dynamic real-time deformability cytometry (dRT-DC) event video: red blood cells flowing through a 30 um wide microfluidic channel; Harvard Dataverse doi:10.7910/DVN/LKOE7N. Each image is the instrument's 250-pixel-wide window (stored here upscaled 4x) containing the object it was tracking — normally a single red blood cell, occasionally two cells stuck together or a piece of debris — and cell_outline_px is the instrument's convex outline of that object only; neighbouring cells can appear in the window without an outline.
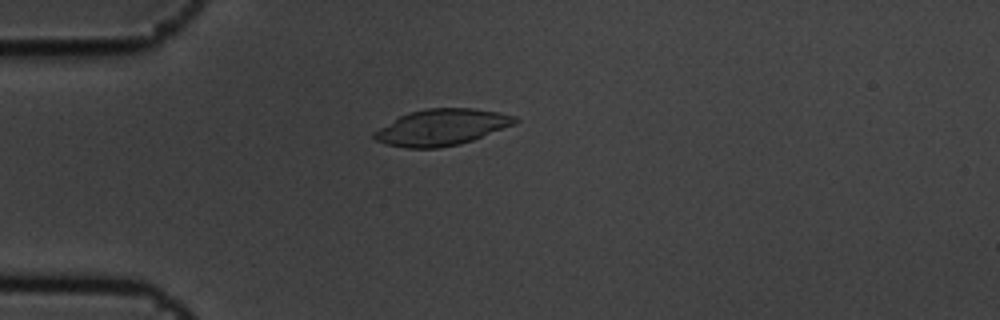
{"species": "common noctule bat (a hibernating species)", "species_latin": "Nyctalus noctula", "temperature_condition": "cold", "stored_images_in_passage": 5, "camera_frame_rate_fps": 3000, "um_per_image_px": 0.085, "animal": {"sex": "male", "body_mass_g": 19.5, "forearm_length_mm": 54.6}, "frame": {"image": 1, "passage_image": 5, "time_ms": 1.333, "image_size_px": [1000, 320], "cell_outline_px": [[520, 120], [516, 124], [472, 140], [460, 144], [440, 148], [408, 148], [388, 144], [376, 140], [372, 136], [372, 132], [400, 116], [408, 112], [428, 108], [472, 108], [496, 112], [516, 116]], "centroid_in_image_um": [37.56, 10.82], "position_along_channel_um": 47.4, "area_um2": 29.65}}